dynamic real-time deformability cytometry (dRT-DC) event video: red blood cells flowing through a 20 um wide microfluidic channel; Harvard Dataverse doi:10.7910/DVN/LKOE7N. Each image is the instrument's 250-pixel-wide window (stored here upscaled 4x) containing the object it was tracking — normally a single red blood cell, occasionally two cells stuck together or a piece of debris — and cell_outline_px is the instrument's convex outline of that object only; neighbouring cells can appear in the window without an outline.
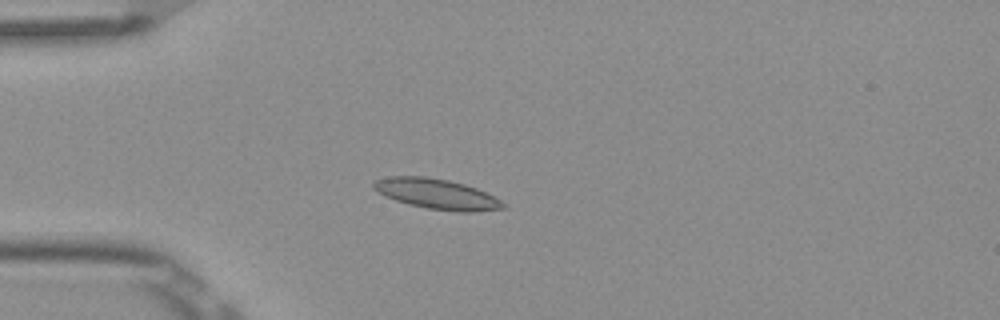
{"species": "Egyptian fruit bat (a non-hibernating species)", "species_latin": "Rousettus aegyptiacus", "temperature_condition": "room temperature", "stored_images_in_passage": 6, "camera_frame_rate_fps": 3000, "um_per_image_px": 0.085, "frame": {"image": 1, "passage_image": 5, "time_ms": 1.333, "image_size_px": [1000, 320], "cell_outline_px": [[508, 204], [504, 208], [476, 212], [456, 212], [428, 208], [408, 204], [384, 196], [372, 188], [372, 184], [376, 180], [388, 176], [424, 176], [448, 180], [464, 184], [476, 188]], "centroid_in_image_um": [37.12, 16.49], "position_along_channel_um": 47.9, "area_um2": 22.83}}